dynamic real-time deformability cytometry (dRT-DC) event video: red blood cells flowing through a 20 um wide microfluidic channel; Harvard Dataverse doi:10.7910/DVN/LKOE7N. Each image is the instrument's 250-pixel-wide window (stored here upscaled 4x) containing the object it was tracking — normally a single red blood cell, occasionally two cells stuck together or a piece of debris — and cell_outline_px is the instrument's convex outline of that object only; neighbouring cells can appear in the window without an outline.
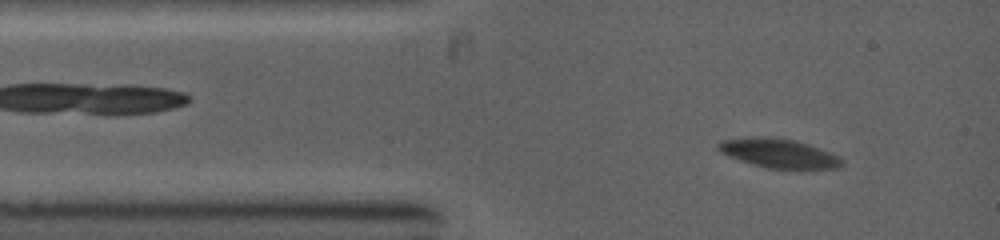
{"species": "common noctule bat (a hibernating species)", "species_latin": "Nyctalus noctula", "temperature_condition": "warm", "stored_images_in_passage": 65, "camera_frame_rate_fps": 5000, "um_per_image_px": 0.085, "animal": {"sex": "female", "body_mass_g": 19.0, "forearm_length_mm": 53.3}, "frame": {"image": 1, "passage_image": 6, "time_ms": 0.8, "image_size_px": [1000, 240], "cell_outline_px": [[844, 164], [836, 168], [768, 168], [752, 164], [740, 160], [720, 152], [716, 148], [716, 144], [720, 140], [768, 136], [796, 140], [832, 152], [840, 156], [844, 160]], "centroid_in_image_um": [66.22, 13.02], "position_along_channel_um": 18.8, "area_um2": 20.92}}
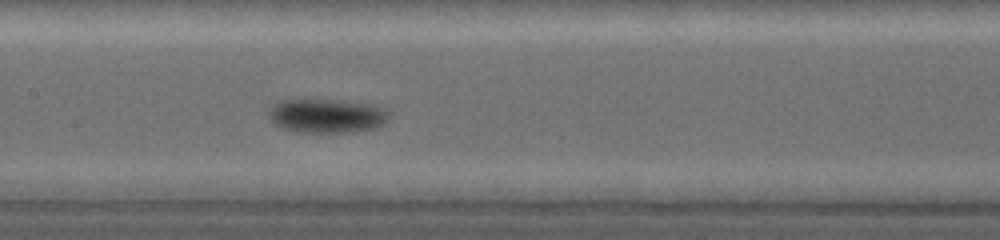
{"frame": {"image": 2, "passage_image": 27, "time_ms": 5.2, "image_size_px": [1000, 240], "cell_outline_px": [[388, 120], [384, 124], [372, 128], [348, 132], [296, 132], [284, 128], [276, 124], [268, 116], [272, 108], [280, 100], [296, 96], [304, 96], [340, 100], [372, 104], [384, 108], [388, 112]], "centroid_in_image_um": [27.74, 9.78], "position_along_channel_um": 179.7, "area_um2": 24.51}}
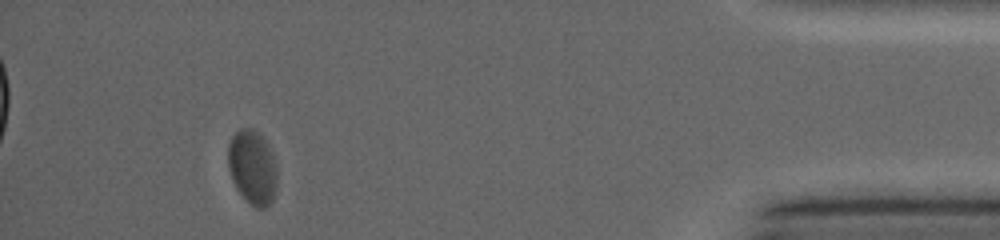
{"frame": {"image": 3, "passage_image": 60, "time_ms": 12.2, "image_size_px": [1000, 240], "cell_outline_px": [[276, 184], [272, 200], [264, 208], [256, 208], [236, 188], [232, 180], [228, 168], [228, 144], [232, 136], [240, 128], [252, 128], [264, 140], [272, 152], [276, 164]], "centroid_in_image_um": [21.44, 14.2], "position_along_channel_um": 413.8, "area_um2": 20.92}}